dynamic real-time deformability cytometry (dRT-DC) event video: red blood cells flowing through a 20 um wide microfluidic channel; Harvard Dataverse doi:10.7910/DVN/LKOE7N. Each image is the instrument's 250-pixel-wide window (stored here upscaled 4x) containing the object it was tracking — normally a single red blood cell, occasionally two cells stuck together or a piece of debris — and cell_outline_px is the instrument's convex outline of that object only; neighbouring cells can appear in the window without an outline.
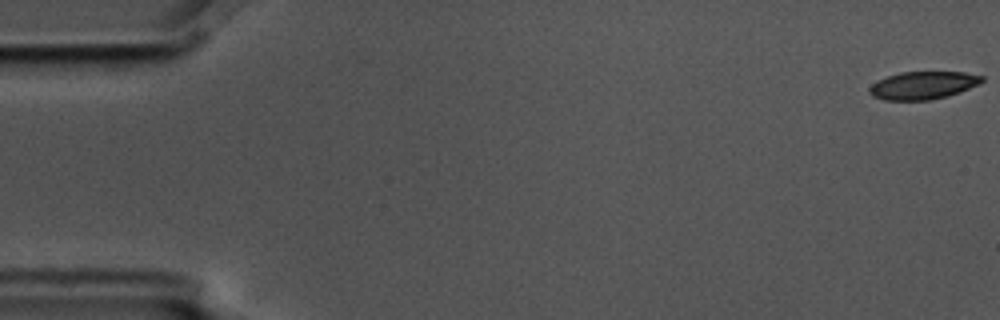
{"species": "common noctule bat (a hibernating species)", "species_latin": "Nyctalus noctula", "temperature_condition": "cold", "stored_images_in_passage": 57, "camera_frame_rate_fps": 3000, "um_per_image_px": 0.085, "animal": {"sex": "male", "body_mass_g": 17.5, "forearm_length_mm": 52.3}, "frame": {"image": 1, "passage_image": 1, "time_ms": 0.0, "image_size_px": [1000, 320], "cell_outline_px": [[984, 80], [960, 92], [928, 100], [884, 100], [872, 96], [868, 92], [868, 88], [872, 84], [888, 76], [900, 72], [964, 72], [984, 76]], "centroid_in_image_um": [78.42, 7.25], "position_along_channel_um": 6.6, "area_um2": 17.98}}
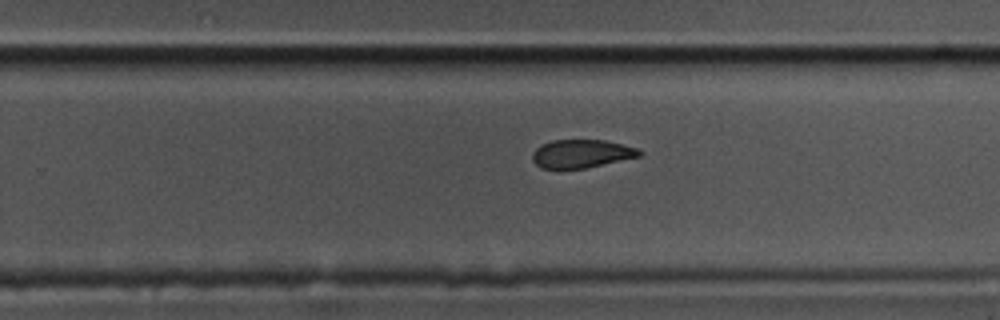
{"frame": {"image": 2, "passage_image": 36, "time_ms": 11.667, "image_size_px": [1000, 320], "cell_outline_px": [[644, 152], [640, 156], [584, 168], [540, 168], [532, 160], [532, 152], [540, 144], [552, 140], [604, 140], [640, 148]], "centroid_in_image_um": [49.42, 13.05], "position_along_channel_um": 280.4, "area_um2": 17.63}}
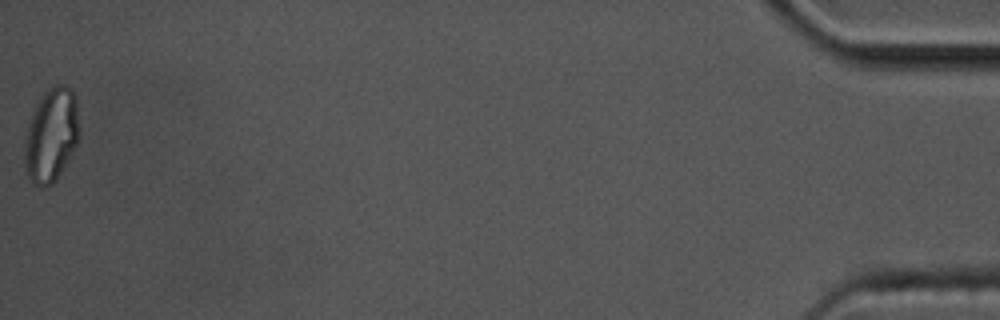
{"frame": {"image": 3, "passage_image": 57, "time_ms": 18.667, "image_size_px": [1000, 320], "cell_outline_px": [[80, 136], [76, 148], [56, 180], [52, 184], [44, 188], [40, 188], [32, 184], [24, 172], [24, 136], [32, 108], [44, 92], [48, 88], [56, 84], [64, 84], [72, 88], [76, 96], [80, 132]], "centroid_in_image_um": [4.34, 11.49], "position_along_channel_um": 430.9, "area_um2": 31.21}, "authors_computed_cell_mechanics": {"area_um2": 19.652, "velocity_mm_per_s": 3.5703, "shape_relaxation_time_tau1_ms": null, "shape_relaxation_time_tau2_ms": 4.653, "deformation_change_tau1": null, "deformation_change_tau2": 0.0925}}